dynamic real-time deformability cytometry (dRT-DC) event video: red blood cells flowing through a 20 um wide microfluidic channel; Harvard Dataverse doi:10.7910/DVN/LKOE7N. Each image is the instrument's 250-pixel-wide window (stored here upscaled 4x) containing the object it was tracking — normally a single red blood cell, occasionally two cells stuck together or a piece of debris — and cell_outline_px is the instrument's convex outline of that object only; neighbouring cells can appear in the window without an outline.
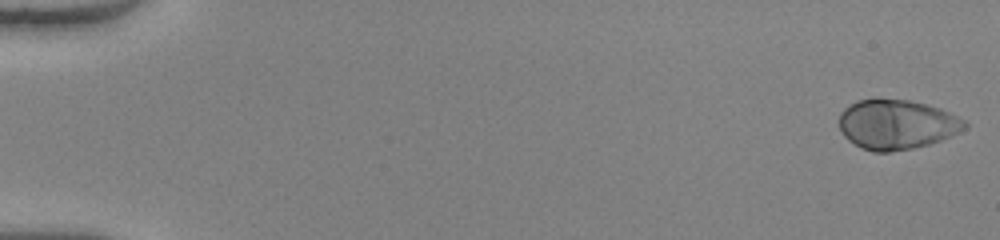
{"species": "human", "species_latin": "Homo sapiens", "temperature_condition": "warm", "stored_images_in_passage": 51, "camera_frame_rate_fps": 3000, "um_per_image_px": 0.085, "donor": {"sex": "female"}, "frame": {"image": 1, "passage_image": 1, "time_ms": 0.0, "image_size_px": [1000, 240], "cell_outline_px": [[968, 128], [952, 136], [928, 144], [912, 148], [888, 152], [872, 152], [860, 148], [848, 140], [844, 136], [840, 128], [840, 112], [848, 104], [856, 100], [908, 100], [940, 108], [964, 120], [968, 124]], "centroid_in_image_um": [76.21, 10.59], "position_along_channel_um": 8.8, "area_um2": 36.24}}
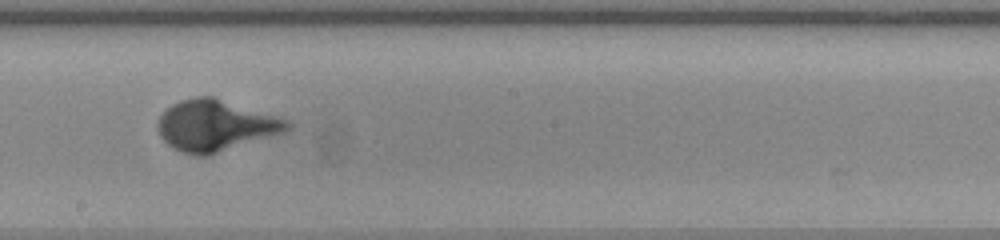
{"frame": {"image": 2, "passage_image": 30, "time_ms": 9.667, "image_size_px": [1000, 240], "cell_outline_px": [[292, 128], [284, 132], [208, 156], [196, 156], [172, 148], [160, 136], [156, 124], [160, 116], [172, 104], [180, 100], [196, 96], [212, 96], [292, 120]], "centroid_in_image_um": [18.35, 10.66], "position_along_channel_um": 229.9, "area_um2": 38.78}}
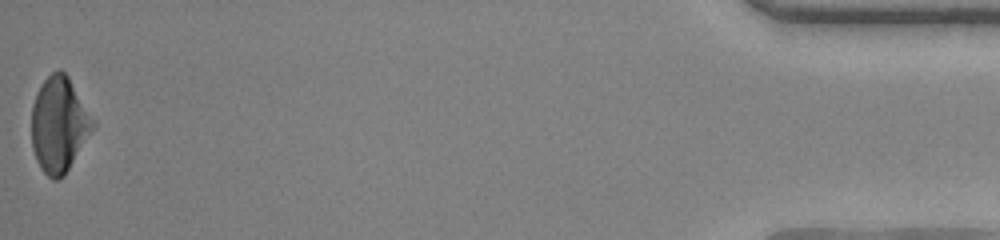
{"frame": {"image": 3, "passage_image": 51, "time_ms": 16.667, "image_size_px": [1000, 240], "cell_outline_px": [[96, 124], [64, 176], [56, 180], [52, 180], [40, 168], [36, 160], [32, 148], [32, 104], [36, 92], [40, 84], [52, 72], [60, 68], [68, 76], [96, 120]], "centroid_in_image_um": [5.02, 10.57], "position_along_channel_um": 430.2, "area_um2": 34.28}}